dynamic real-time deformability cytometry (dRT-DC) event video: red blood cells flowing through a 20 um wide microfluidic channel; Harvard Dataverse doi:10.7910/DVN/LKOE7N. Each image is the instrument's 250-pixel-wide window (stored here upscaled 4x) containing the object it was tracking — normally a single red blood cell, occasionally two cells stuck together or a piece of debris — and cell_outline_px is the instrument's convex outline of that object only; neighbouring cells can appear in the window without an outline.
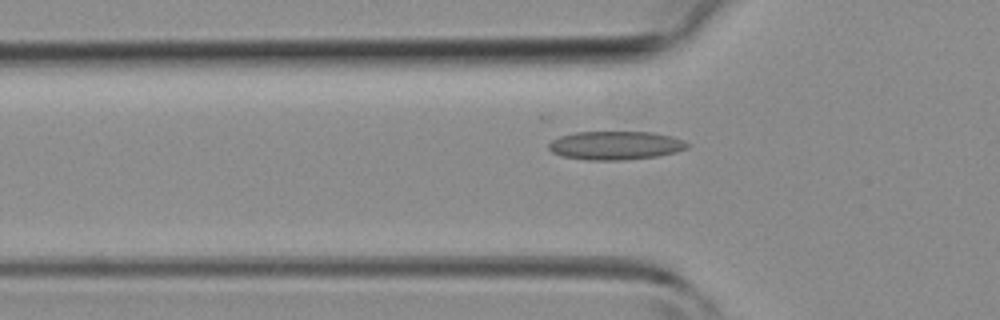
{"species": "common noctule bat (a hibernating species)", "species_latin": "Nyctalus noctula", "temperature_condition": "room temperature", "stored_images_in_passage": 39, "camera_frame_rate_fps": 3000, "um_per_image_px": 0.085, "animal": {"sex": "female", "body_mass_g": 19.3, "forearm_length_mm": 54.1}, "frame": {"image": 1, "passage_image": 15, "time_ms": 4.667, "image_size_px": [1000, 320], "cell_outline_px": [[688, 148], [676, 152], [656, 156], [624, 160], [588, 160], [560, 156], [552, 152], [548, 148], [548, 144], [552, 140], [560, 136], [576, 132], [652, 132], [672, 136], [684, 140], [688, 144]], "centroid_in_image_um": [52.3, 12.36], "position_along_channel_um": 73.5, "area_um2": 23.12}}
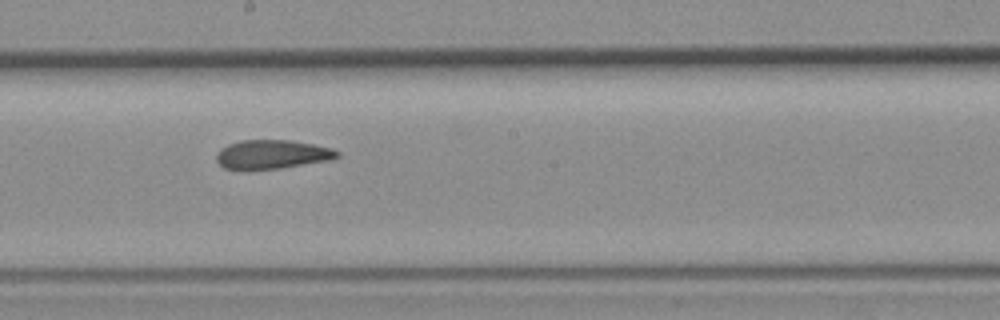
{"frame": {"image": 2, "passage_image": 25, "time_ms": 8.0, "image_size_px": [1000, 320], "cell_outline_px": [[340, 156], [328, 160], [280, 168], [224, 168], [216, 160], [216, 152], [220, 148], [228, 144], [240, 140], [292, 140], [332, 148], [340, 152]], "centroid_in_image_um": [23.13, 13.09], "position_along_channel_um": 225.1, "area_um2": 20.06}}
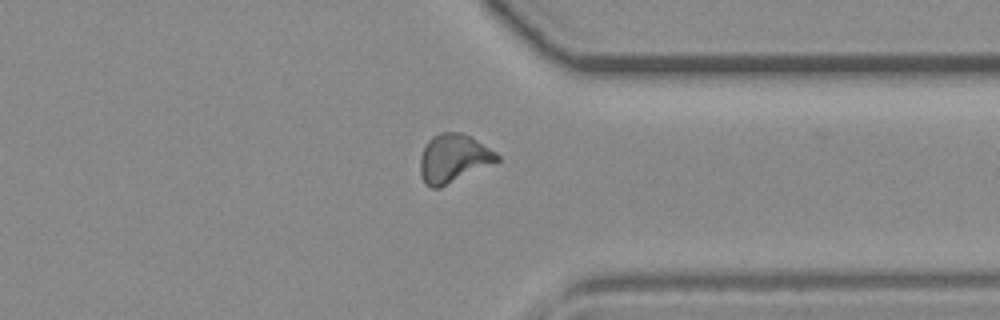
{"frame": {"image": 3, "passage_image": 35, "time_ms": 11.333, "image_size_px": [1000, 320], "cell_outline_px": [[500, 160], [440, 188], [432, 188], [424, 184], [420, 176], [420, 156], [428, 140], [432, 136], [440, 132], [460, 132], [472, 136], [496, 152], [500, 156]], "centroid_in_image_um": [38.53, 13.46], "position_along_channel_um": 372.9, "area_um2": 21.85}}